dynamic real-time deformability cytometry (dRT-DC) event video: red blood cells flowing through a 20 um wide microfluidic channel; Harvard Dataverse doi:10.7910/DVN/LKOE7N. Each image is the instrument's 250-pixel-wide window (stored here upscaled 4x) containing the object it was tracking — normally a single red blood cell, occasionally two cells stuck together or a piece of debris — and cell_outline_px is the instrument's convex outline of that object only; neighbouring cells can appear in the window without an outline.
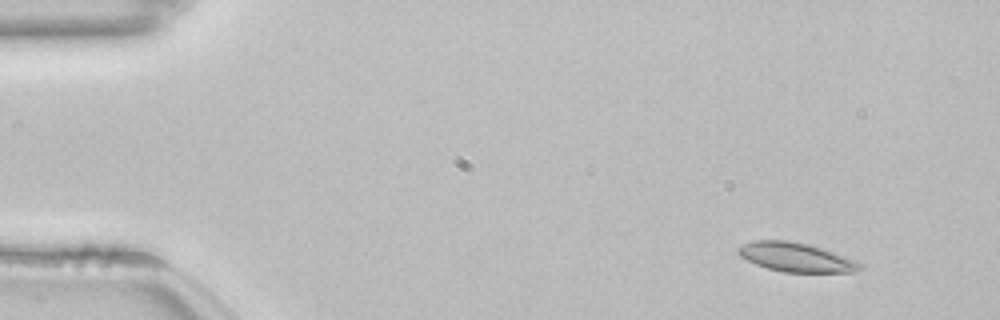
{"species": "common noctule bat (a hibernating species)", "species_latin": "Nyctalus noctula", "temperature_condition": "room temperature", "stored_images_in_passage": 50, "camera_frame_rate_fps": 3000, "um_per_image_px": 0.085, "animal": {"sex": "female", "body_mass_g": 22.7, "forearm_length_mm": 54.2}, "frame": {"image": 1, "passage_image": 1, "time_ms": 0.0, "image_size_px": [1000, 320], "cell_outline_px": [[864, 268], [852, 272], [784, 272], [768, 268], [756, 264], [740, 256], [736, 252], [736, 248], [752, 240], [788, 240], [808, 244], [856, 260]], "centroid_in_image_um": [67.62, 21.86], "position_along_channel_um": 17.4, "area_um2": 20.46}}
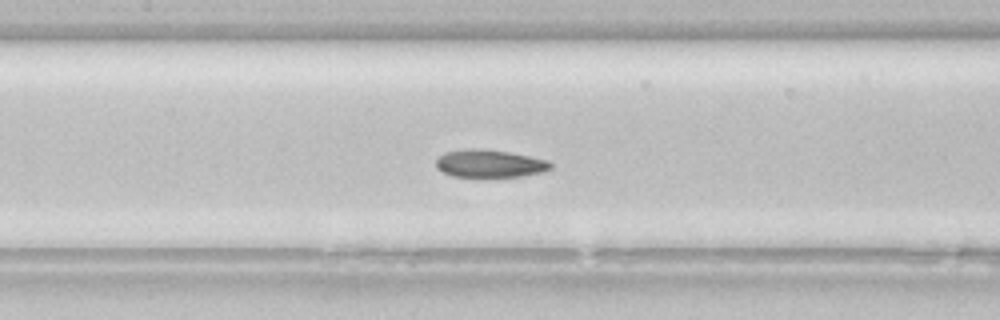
{"frame": {"image": 2, "passage_image": 21, "time_ms": 6.667, "image_size_px": [1000, 320], "cell_outline_px": [[552, 168], [548, 172], [520, 176], [452, 176], [436, 168], [436, 160], [444, 152], [468, 148], [484, 148], [508, 152], [548, 160], [552, 164]], "centroid_in_image_um": [41.65, 13.89], "position_along_channel_um": 165.8, "area_um2": 18.55}}
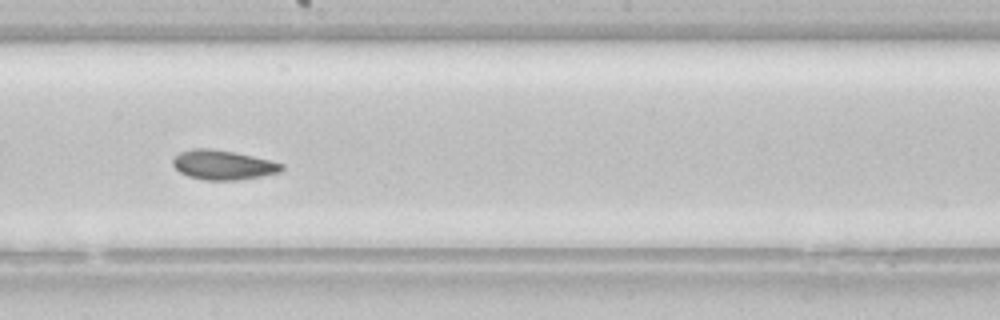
{"frame": {"image": 3, "passage_image": 26, "time_ms": 8.333, "image_size_px": [1000, 320], "cell_outline_px": [[284, 168], [280, 172], [260, 176], [236, 180], [204, 180], [188, 176], [180, 172], [172, 164], [172, 160], [180, 152], [192, 148], [208, 148], [232, 152], [252, 156], [284, 164]], "centroid_in_image_um": [18.93, 14.02], "position_along_channel_um": 229.3, "area_um2": 18.5}, "authors_computed_cell_mechanics": {"area_um2": 19.5075, "velocity_mm_per_s": 3.8193, "shape_relaxation_time_tau1_ms": 3.4086, "shape_relaxation_time_tau2_ms": 2.2458, "deformation_change_tau1": 0.1106, "deformation_change_tau2": 0.0692}}